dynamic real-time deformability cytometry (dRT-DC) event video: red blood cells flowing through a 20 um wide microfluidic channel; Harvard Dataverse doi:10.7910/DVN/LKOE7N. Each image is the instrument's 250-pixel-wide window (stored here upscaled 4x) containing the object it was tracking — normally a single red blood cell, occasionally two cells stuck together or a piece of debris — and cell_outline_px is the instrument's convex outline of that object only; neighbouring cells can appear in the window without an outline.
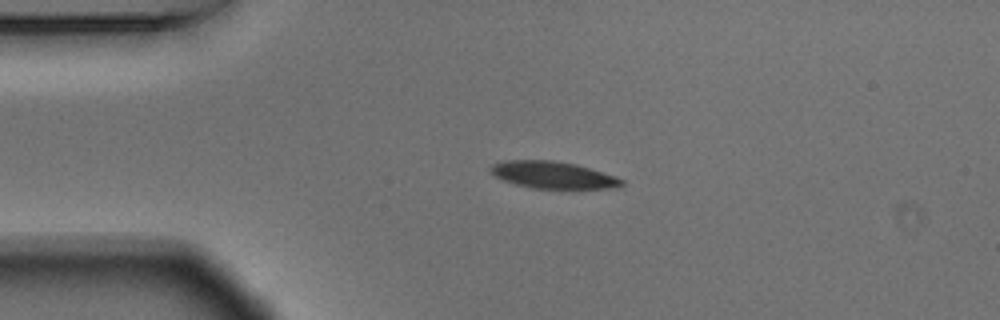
{"species": "Egyptian fruit bat (a non-hibernating species)", "species_latin": "Rousettus aegyptiacus", "temperature_condition": "warm", "stored_images_in_passage": 43, "camera_frame_rate_fps": 3000, "um_per_image_px": 0.085, "animal": {"sex": "male"}, "frame": {"image": 1, "passage_image": 1, "time_ms": 0.0, "image_size_px": [1000, 320], "cell_outline_px": [[624, 184], [612, 188], [532, 188], [516, 184], [504, 180], [496, 176], [488, 168], [492, 164], [504, 160], [552, 160], [576, 164], [616, 176], [624, 180]], "centroid_in_image_um": [47.0, 14.86], "position_along_channel_um": 38.0, "area_um2": 20.46}}
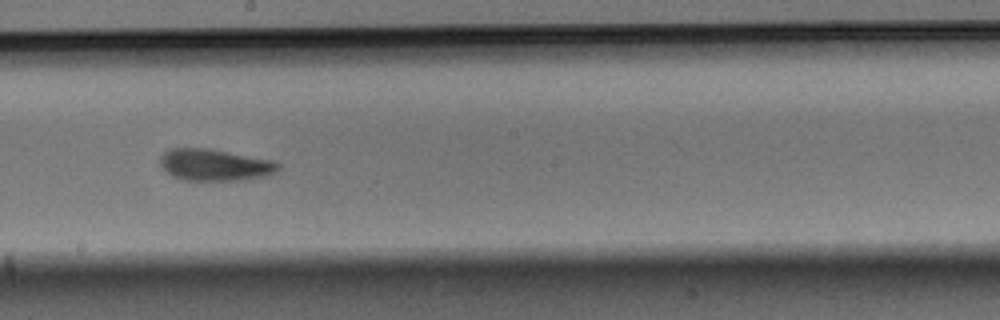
{"frame": {"image": 2, "passage_image": 19, "time_ms": 6.0, "image_size_px": [1000, 320], "cell_outline_px": [[280, 168], [276, 172], [268, 176], [240, 180], [180, 180], [172, 176], [160, 164], [160, 156], [168, 148], [208, 148], [272, 160], [280, 164]], "centroid_in_image_um": [18.25, 14.02], "position_along_channel_um": 229.9, "area_um2": 21.91}}
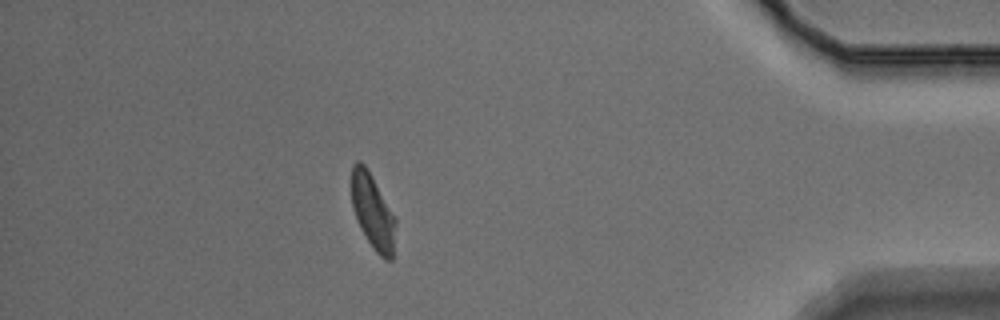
{"frame": {"image": 3, "passage_image": 37, "time_ms": 12.0, "image_size_px": [1000, 320], "cell_outline_px": [[396, 224], [392, 260], [384, 260], [376, 252], [360, 228], [352, 208], [352, 164], [356, 160], [360, 160], [364, 164], [396, 216]], "centroid_in_image_um": [31.69, 17.99], "position_along_channel_um": 403.5, "area_um2": 19.25}, "authors_computed_cell_mechanics": {"area_um2": 21.3282, "velocity_mm_per_s": 3.6666, "shape_relaxation_time_tau1_ms": 4.9777, "shape_relaxation_time_tau2_ms": 5.1269, "deformation_change_tau1": 0.1458, "deformation_change_tau2": 0.1314}}